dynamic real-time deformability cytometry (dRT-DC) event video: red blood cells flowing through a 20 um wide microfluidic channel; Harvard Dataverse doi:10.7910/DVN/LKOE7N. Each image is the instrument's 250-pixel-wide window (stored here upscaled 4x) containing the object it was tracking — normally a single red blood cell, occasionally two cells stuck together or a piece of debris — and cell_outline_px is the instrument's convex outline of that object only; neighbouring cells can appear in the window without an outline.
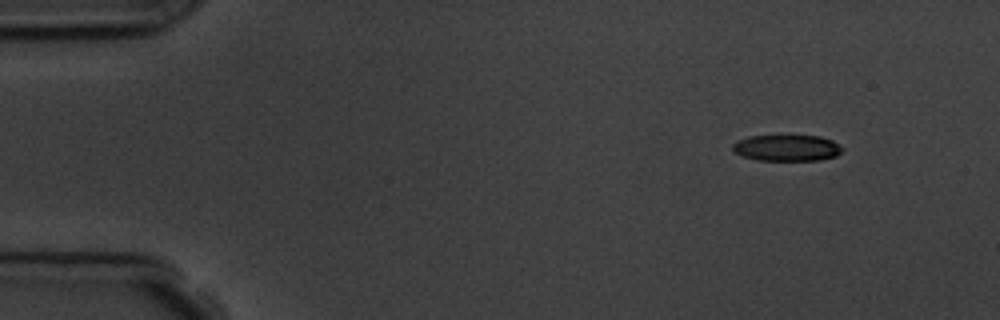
{"species": "common noctule bat (a hibernating species)", "species_latin": "Nyctalus noctula", "temperature_condition": "room temperature", "stored_images_in_passage": 5, "segment_of_instrument_passage": [1, 2], "camera_frame_rate_fps": 3000, "um_per_image_px": 0.085, "animal": {"sex": "male", "body_mass_g": 19.5, "forearm_length_mm": 54.6}, "frame": {"image": 1, "passage_image": 1, "time_ms": 0.0, "image_size_px": [1000, 320], "cell_outline_px": [[844, 148], [836, 156], [820, 160], [756, 160], [744, 156], [736, 152], [732, 148], [732, 144], [736, 140], [748, 136], [820, 136], [832, 140]], "centroid_in_image_um": [66.88, 12.57], "position_along_channel_um": 18.1, "area_um2": 16.7}}
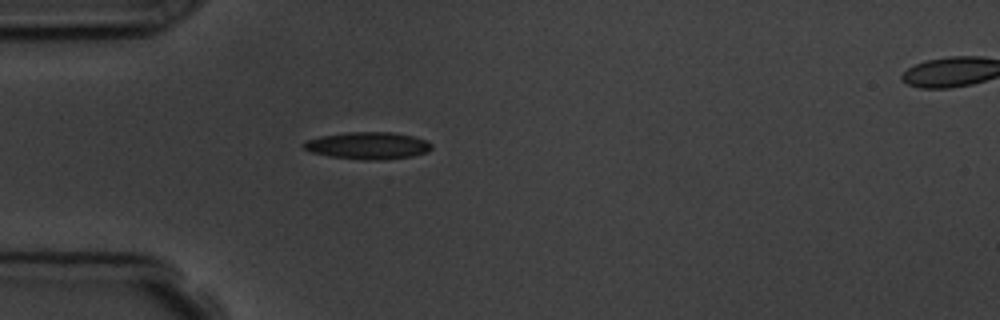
{"frame": {"image": 2, "passage_image": 4, "time_ms": 3.333, "image_size_px": [1000, 320], "cell_outline_px": [[432, 148], [428, 152], [412, 156], [380, 160], [360, 160], [332, 156], [312, 152], [304, 148], [300, 144], [304, 140], [320, 136], [344, 132], [392, 132], [412, 136], [428, 140], [432, 144]], "centroid_in_image_um": [31.27, 12.37], "position_along_channel_um": 53.7, "area_um2": 20.4}}